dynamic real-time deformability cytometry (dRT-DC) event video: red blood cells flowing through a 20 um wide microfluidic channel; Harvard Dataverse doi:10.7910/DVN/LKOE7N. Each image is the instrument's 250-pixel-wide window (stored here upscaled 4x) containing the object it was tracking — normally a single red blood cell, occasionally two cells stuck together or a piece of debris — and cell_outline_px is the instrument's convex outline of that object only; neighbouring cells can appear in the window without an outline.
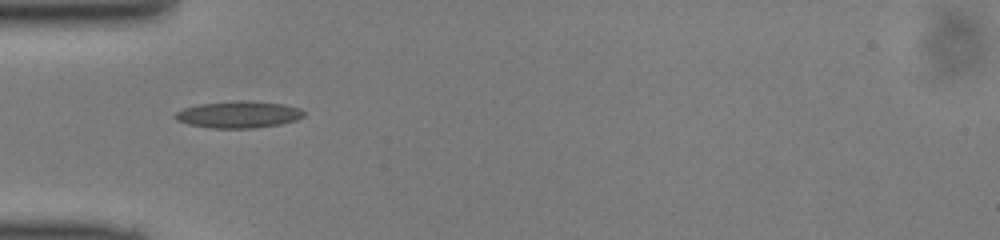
{"species": "common noctule bat (a hibernating species)", "species_latin": "Nyctalus noctula", "temperature_condition": "cold", "stored_images_in_passage": 34, "camera_frame_rate_fps": 3000, "um_per_image_px": 0.085, "animal": {"sex": "male", "body_mass_g": 13.0, "forearm_length_mm": 53.1}, "frame": {"image": 1, "passage_image": 1, "time_ms": 0.0, "image_size_px": [1000, 240], "cell_outline_px": [[304, 116], [296, 120], [280, 124], [252, 128], [212, 128], [188, 124], [176, 120], [172, 116], [176, 112], [184, 108], [200, 104], [236, 100], [244, 100], [284, 104], [300, 108], [304, 112]], "centroid_in_image_um": [20.26, 9.73], "position_along_channel_um": 64.7, "area_um2": 20.11}}
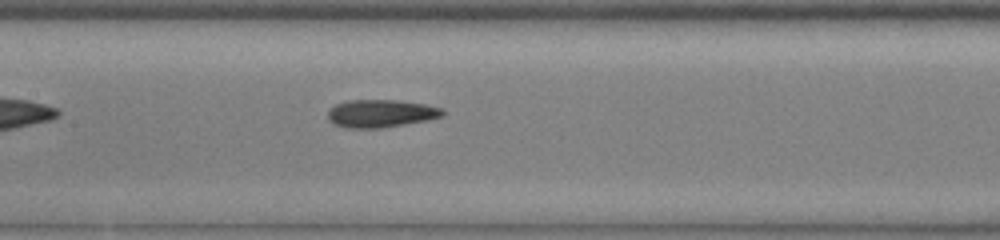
{"frame": {"image": 2, "passage_image": 9, "time_ms": 2.667, "image_size_px": [1000, 240], "cell_outline_px": [[444, 112], [440, 116], [428, 120], [380, 128], [348, 128], [332, 124], [328, 120], [328, 112], [336, 104], [348, 100], [396, 100], [424, 104], [444, 108]], "centroid_in_image_um": [32.35, 9.64], "position_along_channel_um": 175.1, "area_um2": 18.5}}
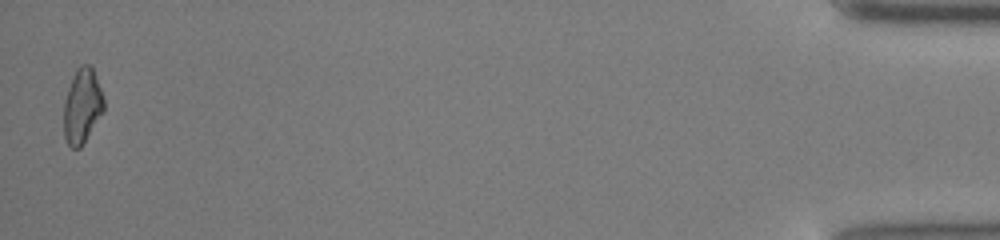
{"frame": {"image": 3, "passage_image": 34, "time_ms": 11.0, "image_size_px": [1000, 240], "cell_outline_px": [[104, 108], [80, 148], [72, 148], [68, 144], [64, 136], [64, 104], [68, 88], [76, 68], [80, 64], [88, 64], [92, 68], [104, 96]], "centroid_in_image_um": [6.97, 8.98], "position_along_channel_um": 428.2, "area_um2": 17.11}}